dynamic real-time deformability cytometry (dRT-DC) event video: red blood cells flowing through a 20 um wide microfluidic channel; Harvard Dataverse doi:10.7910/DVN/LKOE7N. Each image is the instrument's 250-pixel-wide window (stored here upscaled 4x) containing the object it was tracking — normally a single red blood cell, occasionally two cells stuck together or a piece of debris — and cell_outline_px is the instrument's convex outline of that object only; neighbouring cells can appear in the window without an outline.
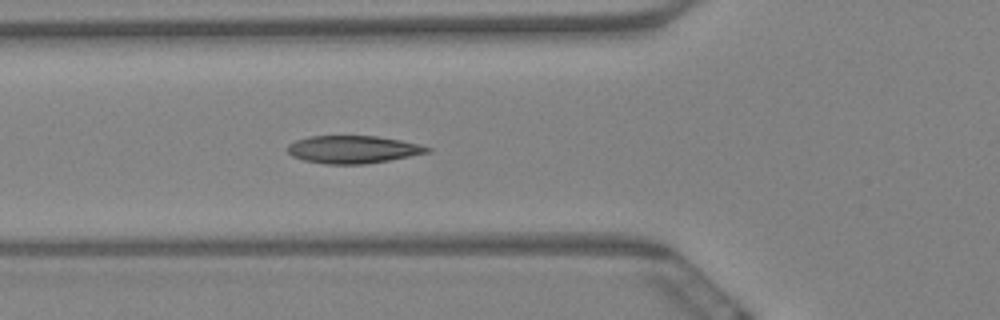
{"species": "Egyptian fruit bat (a non-hibernating species)", "species_latin": "Rousettus aegyptiacus", "temperature_condition": "warm", "stored_images_in_passage": 7, "camera_frame_rate_fps": 3000, "um_per_image_px": 0.085, "animal": {"sex": "female"}, "frame": {"image": 1, "passage_image": 7, "time_ms": 2.0, "image_size_px": [1000, 320], "cell_outline_px": [[432, 152], [388, 160], [364, 164], [324, 164], [304, 160], [292, 156], [288, 152], [288, 144], [296, 140], [308, 136], [376, 136], [400, 140], [420, 144], [432, 148]], "centroid_in_image_um": [30.02, 12.7], "position_along_channel_um": 95.8, "area_um2": 22.54}}